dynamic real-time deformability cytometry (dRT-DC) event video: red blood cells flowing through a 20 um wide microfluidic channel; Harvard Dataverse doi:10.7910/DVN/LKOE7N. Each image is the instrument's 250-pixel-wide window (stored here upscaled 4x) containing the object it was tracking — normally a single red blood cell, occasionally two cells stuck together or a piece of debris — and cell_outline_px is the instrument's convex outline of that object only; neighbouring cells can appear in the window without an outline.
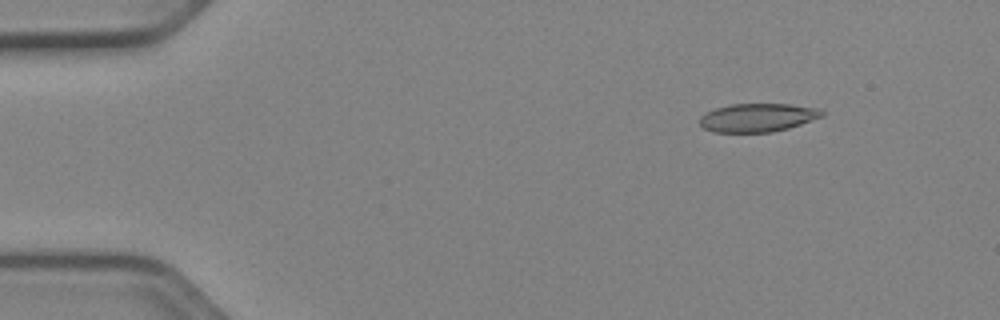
{"species": "Egyptian fruit bat (a non-hibernating species)", "species_latin": "Rousettus aegyptiacus", "temperature_condition": "cold", "stored_images_in_passage": 46, "camera_frame_rate_fps": 3000, "um_per_image_px": 0.085, "animal": {"sex": "female"}, "frame": {"image": 1, "passage_image": 1, "time_ms": 0.0, "image_size_px": [1000, 320], "cell_outline_px": [[824, 116], [788, 128], [772, 132], [712, 132], [704, 128], [700, 124], [700, 116], [716, 108], [732, 104], [788, 104], [820, 108], [824, 112]], "centroid_in_image_um": [64.42, 9.99], "position_along_channel_um": 20.6, "area_um2": 20.17}}
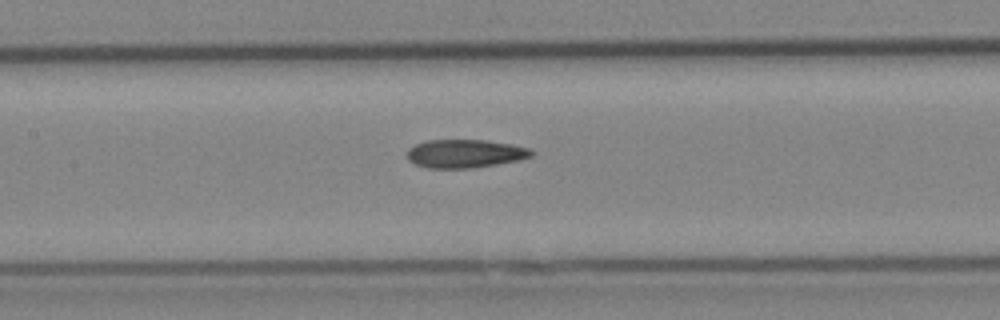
{"frame": {"image": 2, "passage_image": 19, "time_ms": 6.0, "image_size_px": [1000, 320], "cell_outline_px": [[536, 152], [532, 156], [520, 160], [472, 168], [428, 168], [416, 164], [408, 160], [408, 148], [416, 144], [428, 140], [484, 140], [512, 144], [528, 148]], "centroid_in_image_um": [39.55, 13.06], "position_along_channel_um": 167.9, "area_um2": 20.52}}
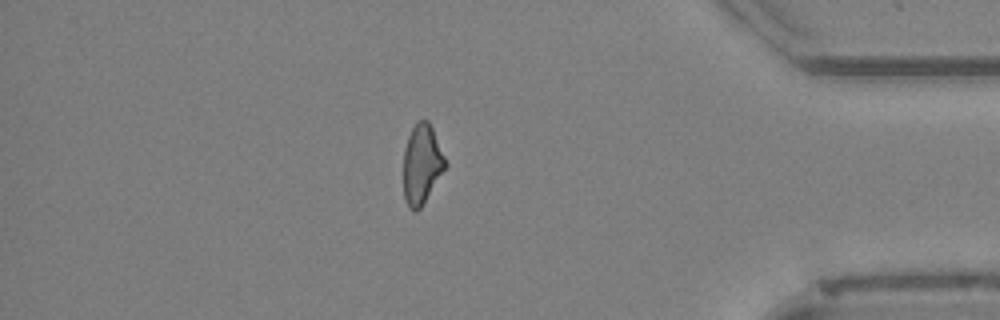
{"frame": {"image": 3, "passage_image": 39, "time_ms": 12.667, "image_size_px": [1000, 320], "cell_outline_px": [[448, 164], [420, 208], [416, 212], [412, 212], [408, 208], [404, 200], [404, 148], [408, 136], [416, 120], [428, 120], [432, 128]], "centroid_in_image_um": [35.84, 13.96], "position_along_channel_um": 399.4, "area_um2": 19.42}, "authors_computed_cell_mechanics": {"area_um2": 20.5479, "velocity_mm_per_s": 3.9644, "shape_relaxation_time_tau1_ms": null, "shape_relaxation_time_tau2_ms": 4.7895, "deformation_change_tau1": null, "deformation_change_tau2": 0.1365}}